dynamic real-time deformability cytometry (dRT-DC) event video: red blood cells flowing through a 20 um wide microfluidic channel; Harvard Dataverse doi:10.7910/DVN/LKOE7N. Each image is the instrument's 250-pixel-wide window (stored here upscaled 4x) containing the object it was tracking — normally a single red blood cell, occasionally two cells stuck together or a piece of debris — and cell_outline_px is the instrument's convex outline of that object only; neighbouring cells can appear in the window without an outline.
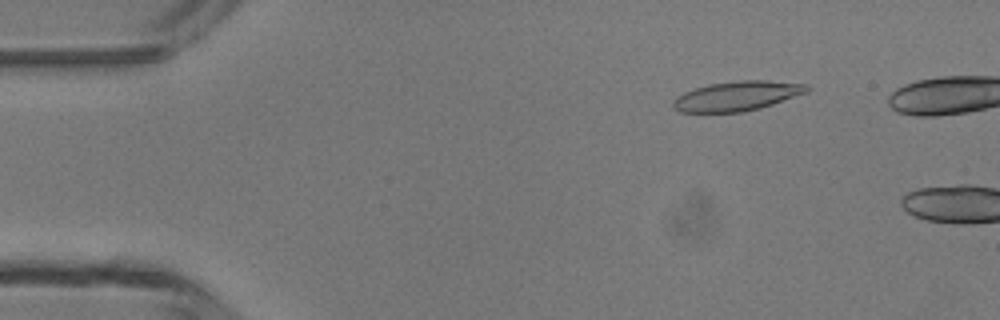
{"species": "common noctule bat (a hibernating species)", "species_latin": "Nyctalus noctula", "temperature_condition": "room temperature", "stored_images_in_passage": 3, "camera_frame_rate_fps": 3000, "um_per_image_px": 0.085, "animal": {"sex": "male", "body_mass_g": 13.3}, "frame": {"image": 1, "passage_image": 2, "time_ms": 1.333, "image_size_px": [1000, 320], "cell_outline_px": [[808, 92], [760, 108], [744, 112], [680, 112], [672, 104], [672, 100], [676, 96], [684, 92], [708, 84], [736, 80], [768, 80], [808, 84]], "centroid_in_image_um": [62.65, 8.15], "position_along_channel_um": 22.4, "area_um2": 23.12}}